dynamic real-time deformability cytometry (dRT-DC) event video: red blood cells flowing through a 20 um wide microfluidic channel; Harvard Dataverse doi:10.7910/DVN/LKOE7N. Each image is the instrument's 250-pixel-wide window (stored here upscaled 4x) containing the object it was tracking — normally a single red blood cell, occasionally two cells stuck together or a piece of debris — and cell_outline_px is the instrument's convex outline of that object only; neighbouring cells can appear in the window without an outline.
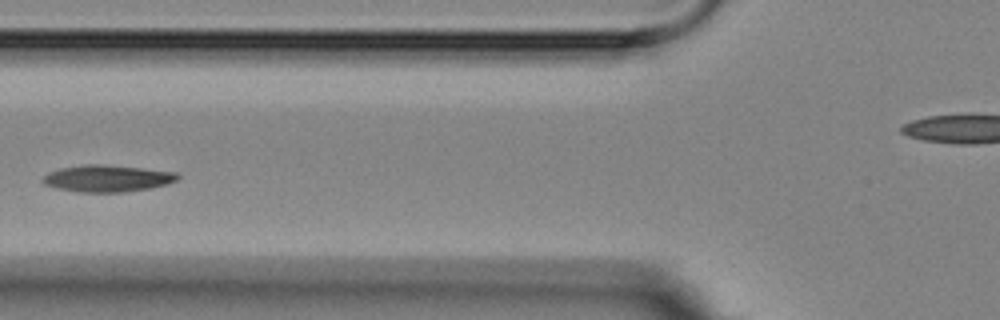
{"species": "Egyptian fruit bat (a non-hibernating species)", "species_latin": "Rousettus aegyptiacus", "temperature_condition": "room temperature", "stored_images_in_passage": 16, "camera_frame_rate_fps": 3000, "um_per_image_px": 0.085, "animal": {"sex": "female"}, "frame": {"image": 1, "passage_image": 5, "time_ms": 5.0, "image_size_px": [1000, 320], "cell_outline_px": [[180, 176], [176, 180], [168, 184], [148, 188], [124, 192], [80, 192], [56, 188], [44, 184], [40, 180], [48, 172], [60, 168], [84, 164], [100, 164], [140, 168], [176, 172]], "centroid_in_image_um": [9.08, 15.16], "position_along_channel_um": 116.7, "area_um2": 20.98}}
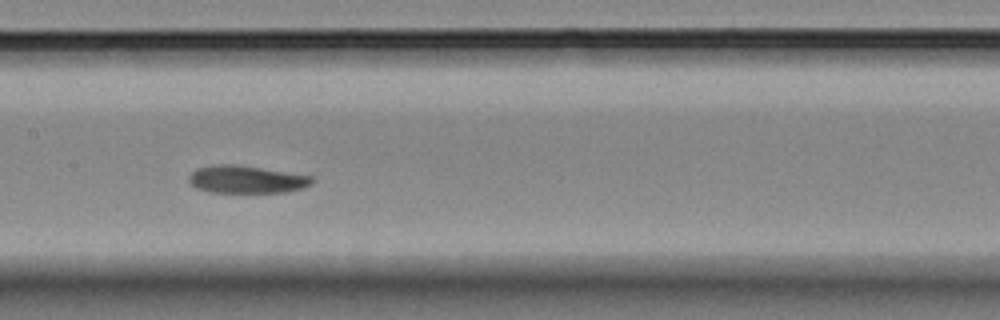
{"frame": {"image": 2, "passage_image": 7, "time_ms": 7.0, "image_size_px": [1000, 320], "cell_outline_px": [[316, 180], [312, 184], [304, 188], [288, 192], [208, 192], [196, 188], [188, 180], [188, 176], [196, 168], [220, 164], [232, 164], [260, 168], [312, 176]], "centroid_in_image_um": [20.96, 15.26], "position_along_channel_um": 186.4, "area_um2": 19.77}}
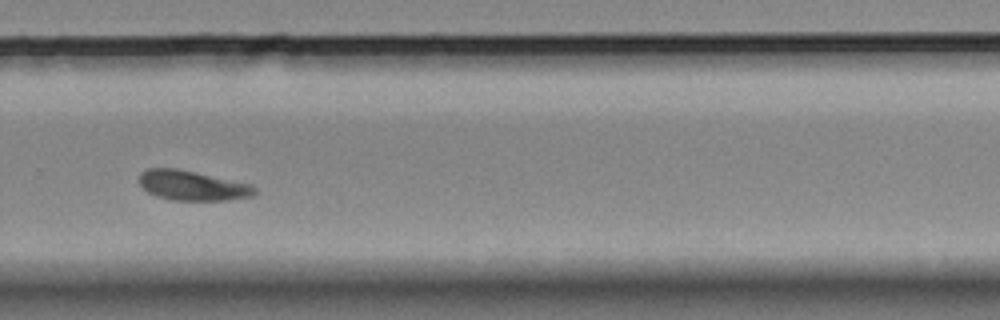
{"frame": {"image": 3, "passage_image": 10, "time_ms": 10.667, "image_size_px": [1000, 320], "cell_outline_px": [[256, 196], [228, 200], [172, 200], [156, 196], [148, 192], [140, 184], [140, 172], [148, 168], [176, 168], [196, 172], [252, 184], [256, 188]], "centroid_in_image_um": [16.39, 15.77], "position_along_channel_um": 313.4, "area_um2": 20.17}, "authors_computed_cell_mechanics": {"area_um2": 20.23, "velocity_mm_per_s": 3.4859, "shape_relaxation_time_tau1_ms": 4.5603, "shape_relaxation_time_tau2_ms": null, "deformation_change_tau1": 0.0852, "deformation_change_tau2": null}}